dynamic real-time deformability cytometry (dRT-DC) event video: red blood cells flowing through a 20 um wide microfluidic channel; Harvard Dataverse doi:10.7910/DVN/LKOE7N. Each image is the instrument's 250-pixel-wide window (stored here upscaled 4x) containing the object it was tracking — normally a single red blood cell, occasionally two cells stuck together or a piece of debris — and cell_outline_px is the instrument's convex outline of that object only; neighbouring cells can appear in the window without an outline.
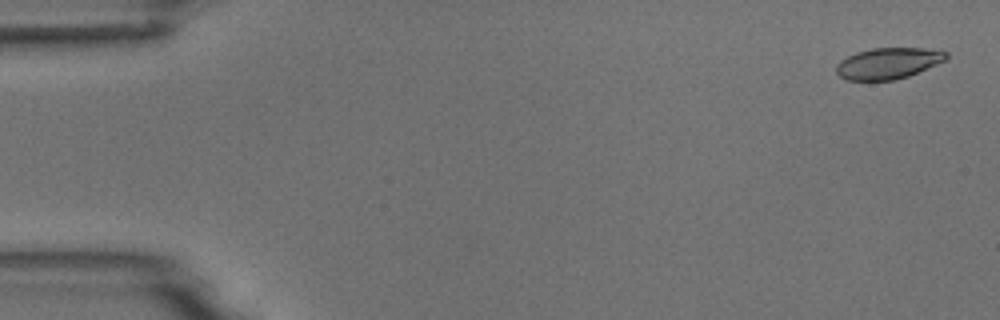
{"species": "common noctule bat (a hibernating species)", "species_latin": "Nyctalus noctula", "temperature_condition": "room temperature", "stored_images_in_passage": 6, "camera_frame_rate_fps": 3000, "um_per_image_px": 0.085, "animal": {"sex": "male", "body_mass_g": 18.8}, "frame": {"image": 1, "passage_image": 1, "time_ms": 0.0, "image_size_px": [1000, 320], "cell_outline_px": [[948, 56], [944, 60], [936, 64], [908, 76], [896, 80], [844, 80], [836, 72], [836, 64], [840, 60], [856, 52], [872, 48], [924, 48], [948, 52]], "centroid_in_image_um": [75.45, 5.38], "position_along_channel_um": 9.5, "area_um2": 19.88}}
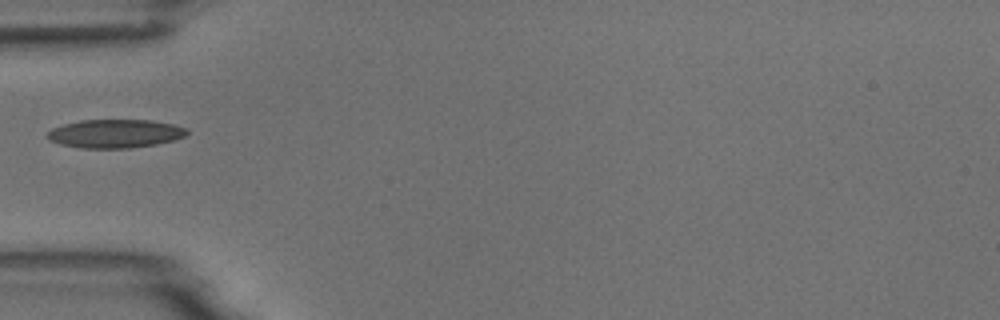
{"frame": {"image": 2, "passage_image": 5, "time_ms": 5.333, "image_size_px": [1000, 320], "cell_outline_px": [[188, 132], [184, 136], [172, 140], [156, 144], [128, 148], [84, 148], [60, 144], [48, 140], [44, 136], [52, 128], [64, 124], [80, 120], [152, 120], [172, 124], [188, 128]], "centroid_in_image_um": [9.75, 11.35], "position_along_channel_um": 75.2, "area_um2": 23.18}}